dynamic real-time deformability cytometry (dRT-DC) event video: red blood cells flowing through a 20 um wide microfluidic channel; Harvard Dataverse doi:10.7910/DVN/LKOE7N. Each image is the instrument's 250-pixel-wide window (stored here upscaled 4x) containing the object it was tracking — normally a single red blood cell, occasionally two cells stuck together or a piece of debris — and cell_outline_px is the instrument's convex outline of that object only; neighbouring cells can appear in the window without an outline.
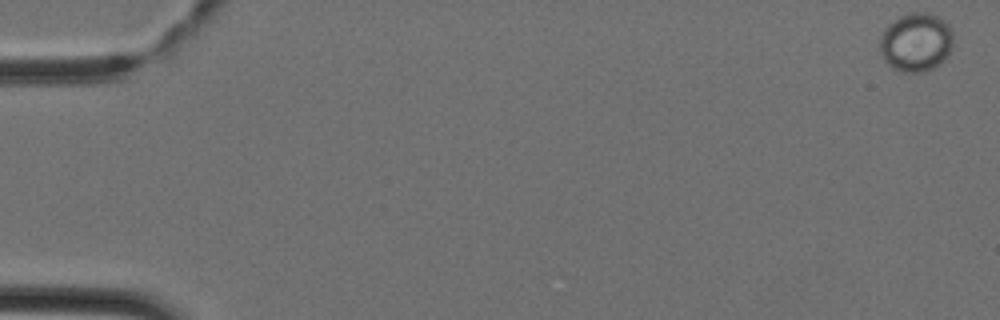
{"species": "Egyptian fruit bat (a non-hibernating species)", "species_latin": "Rousettus aegyptiacus", "temperature_condition": "cold", "stored_images_in_passage": 29, "camera_frame_rate_fps": 3000, "um_per_image_px": 0.085, "animal": {"sex": "female"}, "frame": {"image": 1, "passage_image": 1, "time_ms": 0.0, "image_size_px": [1000, 320], "cell_outline_px": [[952, 44], [944, 60], [940, 64], [932, 68], [920, 72], [904, 72], [892, 68], [884, 60], [880, 52], [880, 36], [884, 28], [888, 24], [900, 16], [908, 12], [928, 12], [940, 16], [952, 28]], "centroid_in_image_um": [77.85, 3.56], "position_along_channel_um": 7.1, "area_um2": 25.32}}
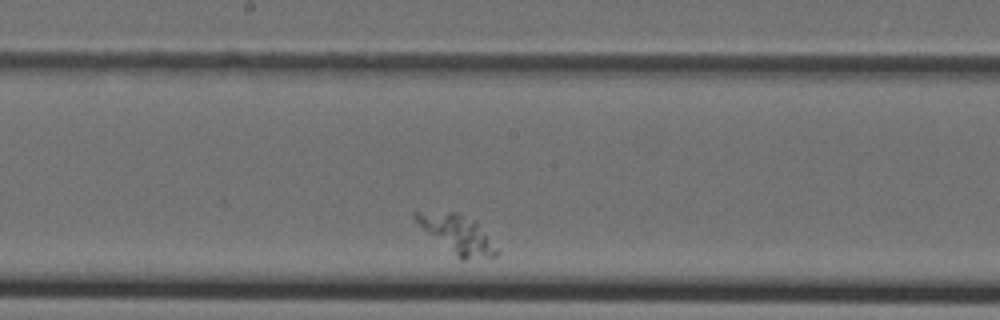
{"frame": {"image": 2, "passage_image": 17, "time_ms": 5.333, "image_size_px": [1000, 320], "cell_outline_px": [[500, 252], [496, 256], [464, 260], [460, 260], [428, 232], [412, 216], [412, 212], [456, 212], [476, 220]], "centroid_in_image_um": [38.93, 19.91], "position_along_channel_um": 209.3, "area_um2": 17.74}}
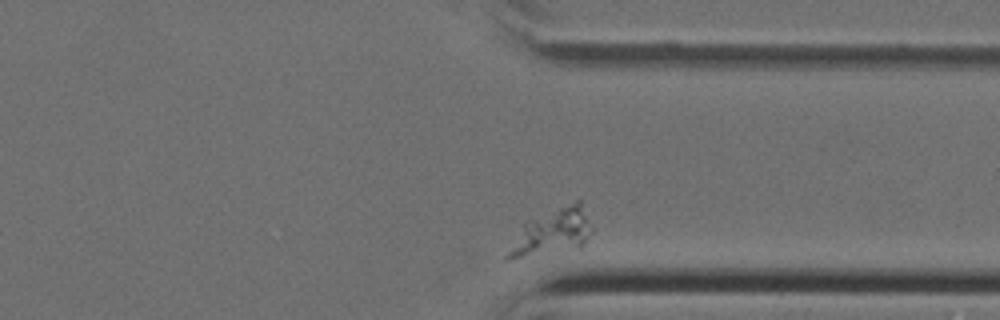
{"frame": {"image": 3, "passage_image": 29, "time_ms": 9.333, "image_size_px": [1000, 320], "cell_outline_px": [[592, 232], [584, 244], [580, 248], [508, 260], [504, 260], [504, 256], [524, 220], [576, 200], [580, 200], [592, 228]], "centroid_in_image_um": [46.88, 19.74], "position_along_channel_um": 364.5, "area_um2": 22.89}}